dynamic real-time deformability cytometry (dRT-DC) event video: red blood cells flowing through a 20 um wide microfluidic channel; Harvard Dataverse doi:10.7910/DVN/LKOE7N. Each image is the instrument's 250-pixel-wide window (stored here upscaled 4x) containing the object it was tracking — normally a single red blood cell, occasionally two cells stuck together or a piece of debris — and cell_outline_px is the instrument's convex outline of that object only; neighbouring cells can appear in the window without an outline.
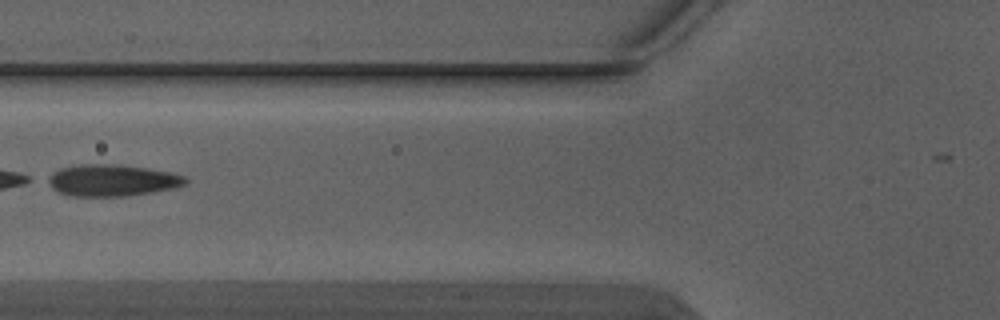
{"species": "Egyptian fruit bat (a non-hibernating species)", "species_latin": "Rousettus aegyptiacus", "temperature_condition": "warm", "stored_images_in_passage": 3, "camera_frame_rate_fps": 3000, "um_per_image_px": 0.085, "animal": {"sex": "male"}, "frame": {"image": 1, "passage_image": 3, "time_ms": 0.667, "image_size_px": [1000, 320], "cell_outline_px": [[188, 184], [176, 188], [152, 192], [124, 196], [68, 196], [56, 192], [44, 180], [52, 172], [60, 168], [80, 164], [120, 164], [148, 168], [172, 172], [184, 176], [188, 180]], "centroid_in_image_um": [9.51, 15.32], "position_along_channel_um": 116.3, "area_um2": 25.89}}